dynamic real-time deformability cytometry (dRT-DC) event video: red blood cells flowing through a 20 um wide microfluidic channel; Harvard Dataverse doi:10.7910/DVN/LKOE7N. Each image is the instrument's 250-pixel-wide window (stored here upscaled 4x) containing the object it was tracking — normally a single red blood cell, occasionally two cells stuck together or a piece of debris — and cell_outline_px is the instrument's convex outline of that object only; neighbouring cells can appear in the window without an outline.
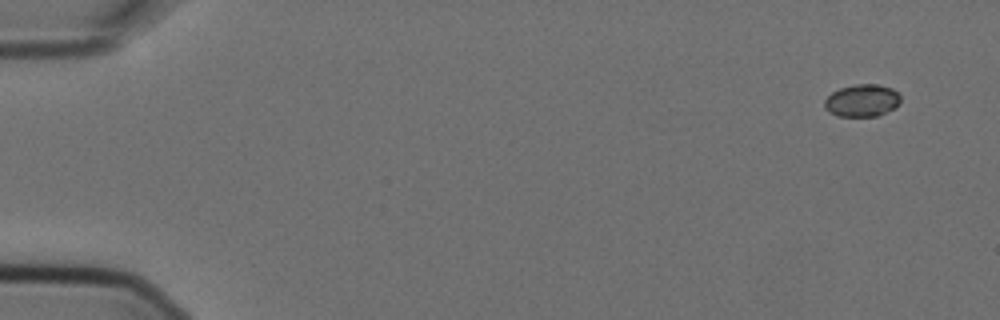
{"species": "Egyptian fruit bat (a non-hibernating species)", "species_latin": "Rousettus aegyptiacus", "temperature_condition": "cold", "stored_images_in_passage": 5, "camera_frame_rate_fps": 3000, "um_per_image_px": 0.085, "animal": {"sex": "female"}, "frame": {"image": 1, "passage_image": 1, "time_ms": 0.0, "image_size_px": [1000, 320], "cell_outline_px": [[900, 104], [896, 108], [876, 116], [836, 116], [828, 112], [824, 108], [824, 100], [832, 92], [840, 88], [856, 84], [876, 84], [892, 88], [900, 96]], "centroid_in_image_um": [73.26, 8.55], "position_along_channel_um": 11.7, "area_um2": 14.45}}